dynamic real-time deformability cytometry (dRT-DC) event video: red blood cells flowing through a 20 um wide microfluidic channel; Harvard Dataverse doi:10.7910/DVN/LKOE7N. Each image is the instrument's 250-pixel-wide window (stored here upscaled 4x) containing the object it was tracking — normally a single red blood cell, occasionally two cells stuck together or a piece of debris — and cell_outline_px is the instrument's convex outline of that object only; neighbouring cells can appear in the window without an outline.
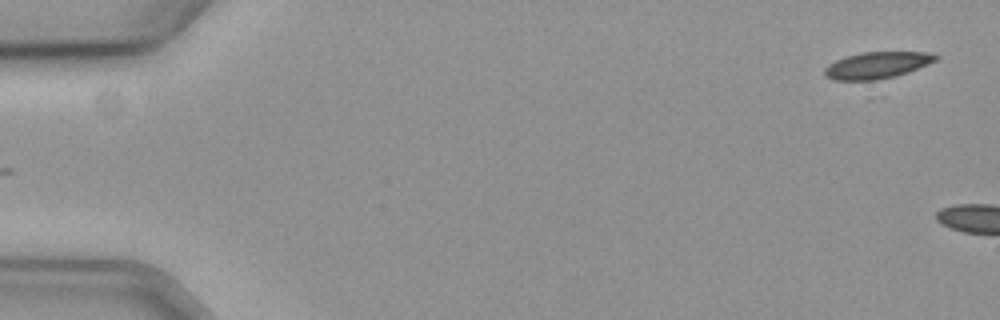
{"species": "common noctule bat (a hibernating species)", "species_latin": "Nyctalus noctula", "temperature_condition": "cold", "stored_images_in_passage": 5, "camera_frame_rate_fps": 3000, "um_per_image_px": 0.085, "animal": {"sex": "female", "body_mass_g": 19.3, "forearm_length_mm": 54.1}, "frame": {"image": 1, "passage_image": 1, "time_ms": 0.0, "image_size_px": [1000, 320], "cell_outline_px": [[940, 56], [936, 60], [928, 64], [908, 72], [896, 76], [868, 84], [832, 80], [824, 76], [824, 68], [828, 64], [844, 56], [860, 52], [924, 52]], "centroid_in_image_um": [74.45, 5.6], "position_along_channel_um": 10.6, "area_um2": 18.15}}